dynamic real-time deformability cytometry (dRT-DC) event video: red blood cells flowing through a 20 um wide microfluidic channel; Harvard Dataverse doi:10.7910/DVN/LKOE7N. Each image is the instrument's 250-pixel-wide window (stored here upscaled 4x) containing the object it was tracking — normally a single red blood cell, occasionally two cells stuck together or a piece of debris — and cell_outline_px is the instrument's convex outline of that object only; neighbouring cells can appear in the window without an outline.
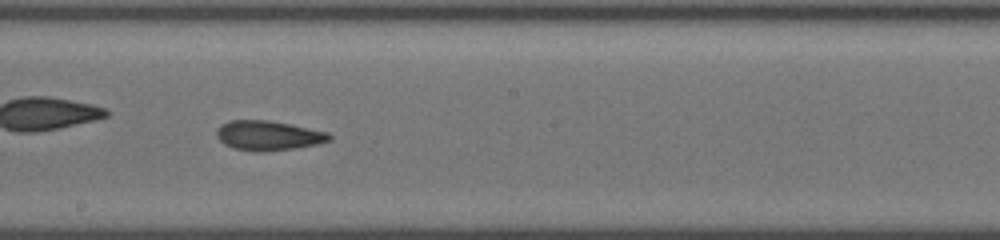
{"species": "common noctule bat (a hibernating species)", "species_latin": "Nyctalus noctula", "temperature_condition": "cold", "stored_images_in_passage": 39, "camera_frame_rate_fps": 3000, "um_per_image_px": 0.085, "animal": {"sex": "female", "body_mass_g": 19.5, "forearm_length_mm": 54.1}, "frame": {"image": 1, "passage_image": 17, "time_ms": 5.333, "image_size_px": [1000, 240], "cell_outline_px": [[332, 140], [316, 144], [296, 148], [264, 152], [256, 152], [232, 148], [224, 144], [216, 136], [216, 132], [224, 124], [232, 120], [268, 120], [328, 132], [332, 136]], "centroid_in_image_um": [22.82, 11.54], "position_along_channel_um": 225.4, "area_um2": 19.36}}
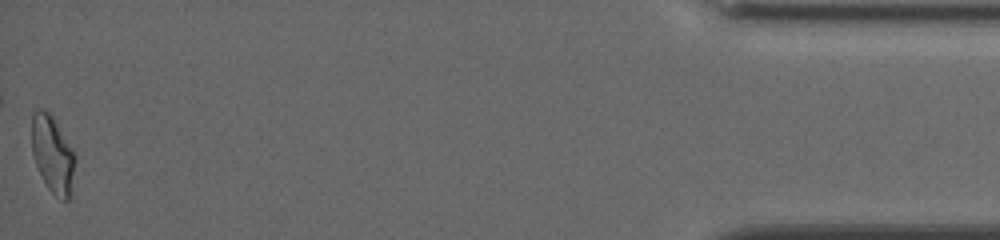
{"frame": {"image": 2, "passage_image": 39, "time_ms": 12.667, "image_size_px": [1000, 240], "cell_outline_px": [[76, 156], [68, 200], [64, 200], [56, 196], [48, 188], [36, 164], [32, 152], [32, 116], [36, 108], [40, 108], [48, 112], [52, 116], [76, 152]], "centroid_in_image_um": [4.47, 13.06], "position_along_channel_um": 430.7, "area_um2": 19.19}, "authors_computed_cell_mechanics": {"area_um2": 19.2474, "velocity_mm_per_s": 3.8682, "shape_relaxation_time_tau1_ms": null, "shape_relaxation_time_tau2_ms": 2.5606, "deformation_change_tau1": null, "deformation_change_tau2": 0.1016}}